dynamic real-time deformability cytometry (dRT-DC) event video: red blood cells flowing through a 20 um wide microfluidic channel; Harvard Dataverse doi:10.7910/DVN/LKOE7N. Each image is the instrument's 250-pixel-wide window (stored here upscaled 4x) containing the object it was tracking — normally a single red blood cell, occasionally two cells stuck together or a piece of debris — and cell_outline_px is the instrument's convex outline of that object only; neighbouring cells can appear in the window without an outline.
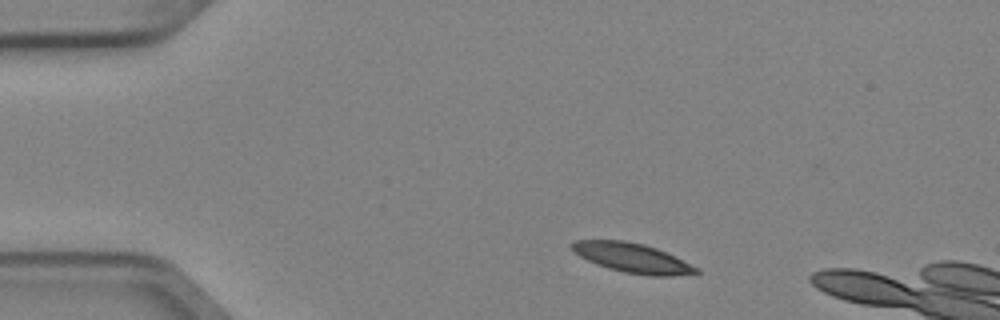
{"species": "Egyptian fruit bat (a non-hibernating species)", "species_latin": "Rousettus aegyptiacus", "temperature_condition": "cold", "stored_images_in_passage": 3, "camera_frame_rate_fps": 3000, "um_per_image_px": 0.085, "animal": {"sex": "female"}, "frame": {"image": 1, "passage_image": 1, "time_ms": 0.0, "image_size_px": [1000, 320], "cell_outline_px": [[700, 272], [672, 276], [652, 276], [624, 272], [608, 268], [596, 264], [572, 252], [568, 244], [576, 240], [624, 240], [644, 244], [656, 248], [700, 268]], "centroid_in_image_um": [53.7, 21.91], "position_along_channel_um": 31.3, "area_um2": 21.39}}